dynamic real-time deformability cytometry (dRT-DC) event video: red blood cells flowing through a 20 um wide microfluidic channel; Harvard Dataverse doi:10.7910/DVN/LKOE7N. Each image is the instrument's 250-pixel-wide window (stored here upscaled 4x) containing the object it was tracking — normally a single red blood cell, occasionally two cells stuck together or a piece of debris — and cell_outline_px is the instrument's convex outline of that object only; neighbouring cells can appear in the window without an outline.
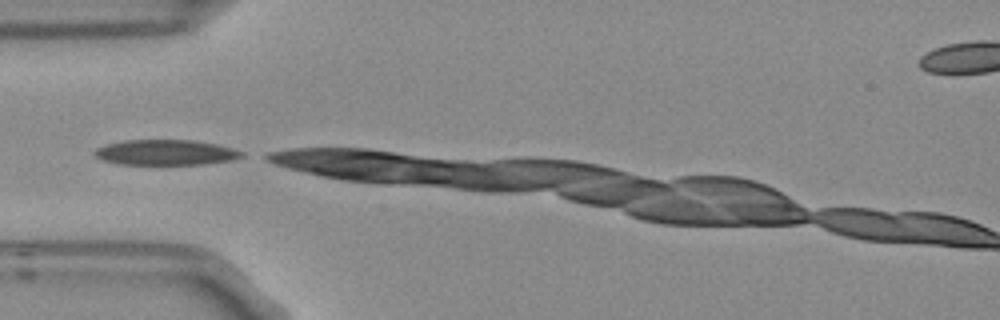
{"species": "Egyptian fruit bat (a non-hibernating species)", "species_latin": "Rousettus aegyptiacus", "temperature_condition": "room temperature", "stored_images_in_passage": 3, "camera_frame_rate_fps": 3000, "um_per_image_px": 0.085, "frame": {"image": 1, "passage_image": 1, "time_ms": 0.0, "image_size_px": [1000, 320], "cell_outline_px": [[244, 156], [232, 160], [204, 164], [120, 164], [100, 160], [92, 152], [96, 148], [108, 144], [124, 140], [196, 140], [216, 144], [232, 148], [244, 152]], "centroid_in_image_um": [14.08, 12.95], "position_along_channel_um": 70.9, "area_um2": 21.79}}